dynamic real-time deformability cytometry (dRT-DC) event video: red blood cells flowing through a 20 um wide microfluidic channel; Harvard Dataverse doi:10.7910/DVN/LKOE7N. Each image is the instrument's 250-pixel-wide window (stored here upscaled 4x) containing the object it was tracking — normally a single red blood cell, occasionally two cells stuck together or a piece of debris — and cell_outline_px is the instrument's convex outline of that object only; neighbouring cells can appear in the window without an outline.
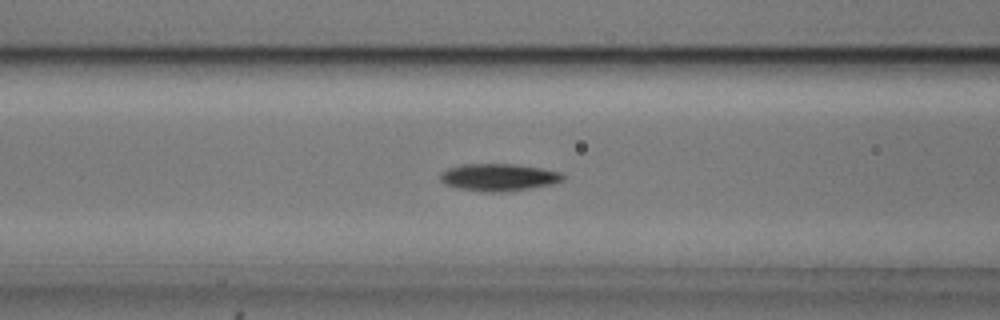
{"species": "common noctule bat (a hibernating species)", "species_latin": "Nyctalus noctula", "temperature_condition": "cold", "stored_images_in_passage": 54, "camera_frame_rate_fps": 3000, "um_per_image_px": 0.085, "animal": {"sex": "male", "body_mass_g": 20.5, "forearm_length_mm": 52.5}, "frame": {"image": 1, "passage_image": 22, "time_ms": 7.0, "image_size_px": [1000, 320], "cell_outline_px": [[564, 180], [552, 184], [532, 188], [504, 192], [484, 192], [456, 188], [444, 184], [440, 180], [440, 172], [448, 168], [460, 164], [512, 164], [540, 168], [560, 172], [564, 176]], "centroid_in_image_um": [42.34, 15.08], "position_along_channel_um": 124.3, "area_um2": 19.65}}
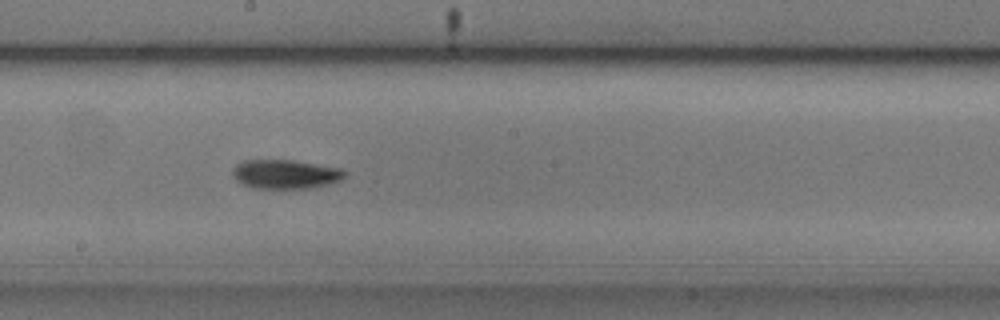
{"frame": {"image": 2, "passage_image": 30, "time_ms": 9.667, "image_size_px": [1000, 320], "cell_outline_px": [[348, 176], [340, 180], [328, 184], [308, 188], [252, 188], [240, 184], [236, 180], [232, 172], [232, 168], [236, 164], [244, 160], [292, 160], [340, 168], [348, 172]], "centroid_in_image_um": [24.25, 14.8], "position_along_channel_um": 223.9, "area_um2": 19.13}}
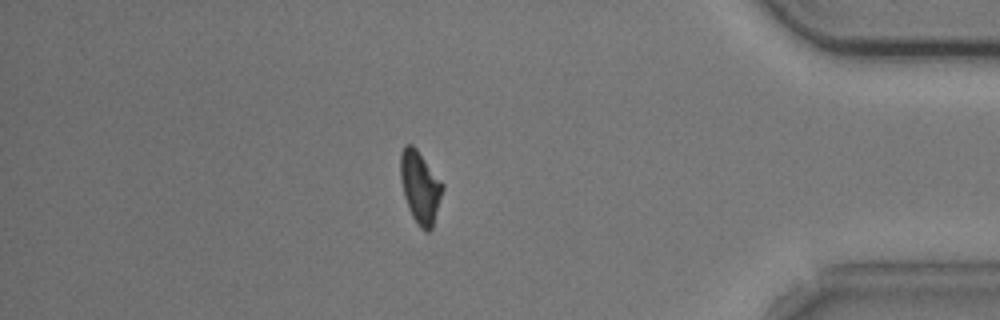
{"frame": {"image": 3, "passage_image": 47, "time_ms": 15.333, "image_size_px": [1000, 320], "cell_outline_px": [[444, 188], [432, 228], [428, 232], [424, 232], [416, 224], [408, 208], [404, 196], [400, 176], [400, 152], [404, 144], [412, 144], [416, 148], [444, 184]], "centroid_in_image_um": [35.7, 15.91], "position_along_channel_um": 399.5, "area_um2": 17.86}, "authors_computed_cell_mechanics": {"area_um2": 17.918, "velocity_mm_per_s": 3.736, "shape_relaxation_time_tau1_ms": 2.6521, "shape_relaxation_time_tau2_ms": null, "deformation_change_tau1": 0.137, "deformation_change_tau2": null}}